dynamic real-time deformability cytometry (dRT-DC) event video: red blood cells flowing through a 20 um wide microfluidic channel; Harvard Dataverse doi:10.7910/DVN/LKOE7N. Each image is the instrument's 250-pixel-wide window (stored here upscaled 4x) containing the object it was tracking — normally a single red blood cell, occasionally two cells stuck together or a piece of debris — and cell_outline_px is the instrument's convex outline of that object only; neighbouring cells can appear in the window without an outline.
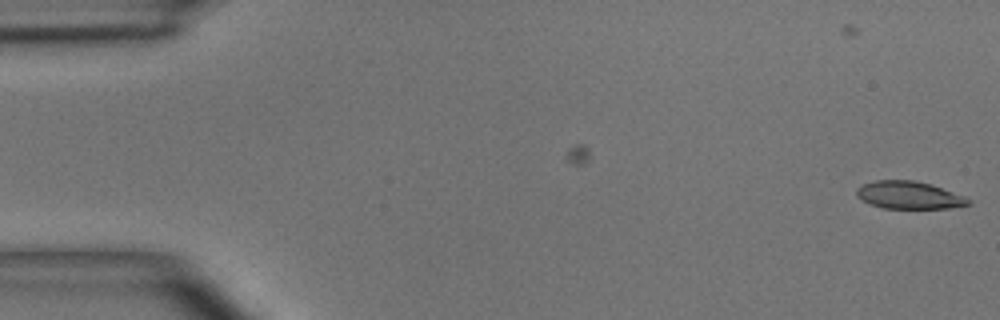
{"species": "common noctule bat (a hibernating species)", "species_latin": "Nyctalus noctula", "temperature_condition": "room temperature", "stored_images_in_passage": 2, "camera_frame_rate_fps": 3000, "um_per_image_px": 0.085, "animal": {"sex": "male", "body_mass_g": 15.6}, "frame": {"image": 1, "passage_image": 2, "time_ms": 1.0, "image_size_px": [1000, 320], "cell_outline_px": [[972, 204], [948, 208], [884, 208], [860, 200], [856, 196], [856, 188], [864, 184], [876, 180], [912, 180], [932, 184], [964, 196]], "centroid_in_image_um": [77.24, 16.58], "position_along_channel_um": 7.8, "area_um2": 17.86}}